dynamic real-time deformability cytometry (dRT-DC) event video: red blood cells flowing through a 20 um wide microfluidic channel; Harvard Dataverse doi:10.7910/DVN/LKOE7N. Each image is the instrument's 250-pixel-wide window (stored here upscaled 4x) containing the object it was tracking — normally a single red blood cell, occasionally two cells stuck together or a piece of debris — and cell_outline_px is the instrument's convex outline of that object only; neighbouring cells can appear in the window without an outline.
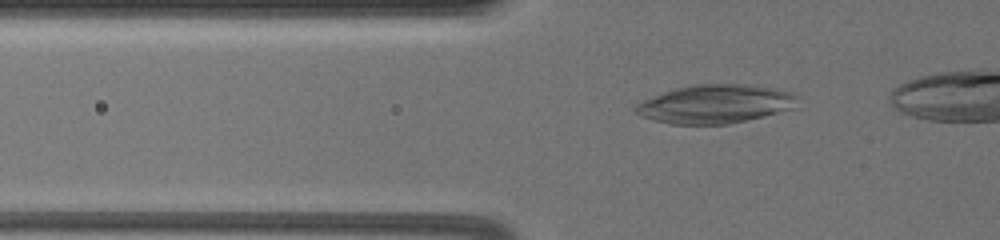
{"species": "common noctule bat (a hibernating species)", "species_latin": "Nyctalus noctula", "temperature_condition": "warm", "stored_images_in_passage": 42, "camera_frame_rate_fps": 3000, "um_per_image_px": 0.085, "animal": {"sex": "female", "body_mass_g": 19.5, "forearm_length_mm": 54.1}, "frame": {"image": 1, "passage_image": 9, "time_ms": 2.667, "image_size_px": [1000, 240], "cell_outline_px": [[800, 96], [792, 108], [764, 116], [748, 120], [728, 124], [672, 124], [652, 120], [640, 116], [632, 108], [636, 104], [644, 100], [664, 92], [688, 84], [744, 84], [772, 88], [788, 92]], "centroid_in_image_um": [60.76, 8.84], "position_along_channel_um": 65.0, "area_um2": 36.3}}
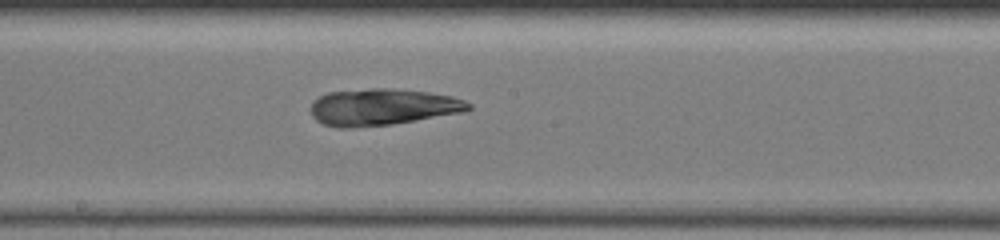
{"frame": {"image": 2, "passage_image": 23, "time_ms": 7.333, "image_size_px": [1000, 240], "cell_outline_px": [[472, 108], [464, 112], [392, 124], [352, 128], [336, 128], [324, 124], [316, 120], [312, 116], [312, 100], [328, 92], [372, 88], [388, 88], [428, 92], [452, 96], [464, 100], [472, 104]], "centroid_in_image_um": [32.51, 9.1], "position_along_channel_um": 215.7, "area_um2": 33.76}}
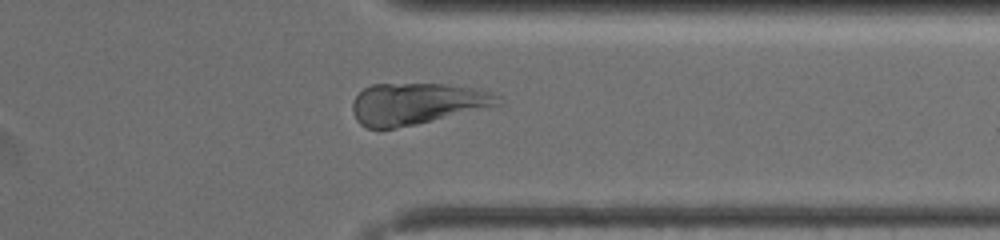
{"frame": {"image": 3, "passage_image": 37, "time_ms": 12.0, "image_size_px": [1000, 240], "cell_outline_px": [[504, 104], [488, 108], [416, 124], [396, 128], [368, 128], [360, 124], [356, 120], [352, 112], [352, 100], [364, 88], [372, 84], [444, 84], [480, 88], [492, 92], [500, 96]], "centroid_in_image_um": [35.47, 8.8], "position_along_channel_um": 375.9, "area_um2": 35.55}}